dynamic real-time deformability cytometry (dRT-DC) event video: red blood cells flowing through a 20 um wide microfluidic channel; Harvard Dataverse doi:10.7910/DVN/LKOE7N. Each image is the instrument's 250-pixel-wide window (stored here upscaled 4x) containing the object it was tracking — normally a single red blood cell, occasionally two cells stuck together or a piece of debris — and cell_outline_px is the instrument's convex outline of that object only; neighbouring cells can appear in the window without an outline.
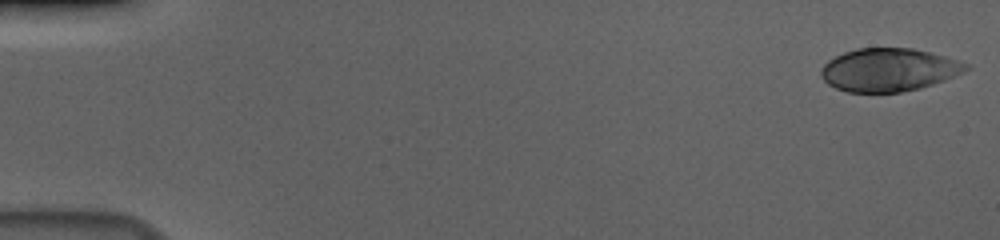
{"species": "human", "species_latin": "Homo sapiens", "temperature_condition": "cold", "stored_images_in_passage": 56, "camera_frame_rate_fps": 3000, "um_per_image_px": 0.085, "donor": {"sex": "male"}, "frame": {"image": 1, "passage_image": 1, "time_ms": 0.0, "image_size_px": [1000, 240], "cell_outline_px": [[972, 68], [944, 80], [920, 88], [900, 92], [848, 92], [836, 88], [828, 84], [820, 76], [820, 68], [828, 60], [844, 52], [856, 48], [912, 48], [944, 56], [972, 64]], "centroid_in_image_um": [75.54, 5.93], "position_along_channel_um": 9.5, "area_um2": 36.41}}
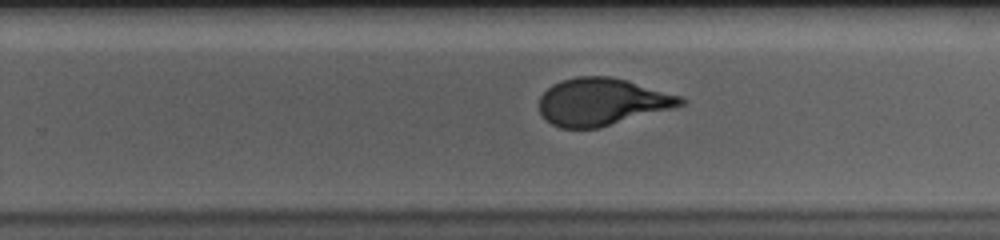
{"frame": {"image": 2, "passage_image": 36, "time_ms": 11.667, "image_size_px": [1000, 240], "cell_outline_px": [[688, 100], [684, 104], [672, 108], [600, 128], [560, 128], [552, 124], [540, 112], [540, 96], [552, 84], [560, 80], [576, 76], [608, 76], [628, 80], [680, 96]], "centroid_in_image_um": [51.16, 8.65], "position_along_channel_um": 278.6, "area_um2": 38.9}}
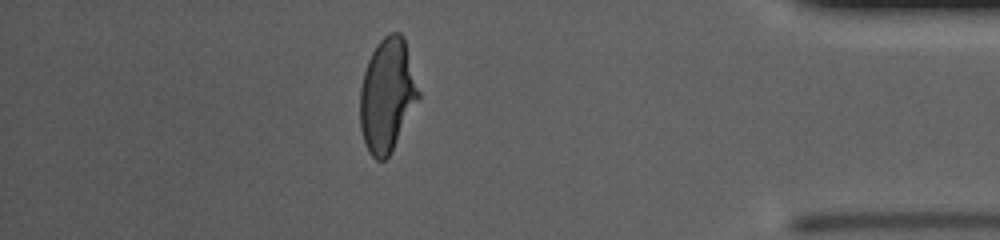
{"frame": {"image": 3, "passage_image": 49, "time_ms": 16.0, "image_size_px": [1000, 240], "cell_outline_px": [[420, 100], [388, 156], [384, 160], [376, 160], [368, 152], [364, 144], [360, 128], [360, 88], [364, 72], [368, 60], [376, 44], [384, 36], [392, 32], [400, 32], [404, 36], [420, 92]], "centroid_in_image_um": [32.92, 8.08], "position_along_channel_um": 402.3, "area_um2": 38.9}, "authors_computed_cell_mechanics": {"area_um2": 38.8994, "velocity_mm_per_s": 3.6795, "shape_relaxation_time_tau1_ms": 4.906, "shape_relaxation_time_tau2_ms": null, "deformation_change_tau1": 0.2072, "deformation_change_tau2": null}}